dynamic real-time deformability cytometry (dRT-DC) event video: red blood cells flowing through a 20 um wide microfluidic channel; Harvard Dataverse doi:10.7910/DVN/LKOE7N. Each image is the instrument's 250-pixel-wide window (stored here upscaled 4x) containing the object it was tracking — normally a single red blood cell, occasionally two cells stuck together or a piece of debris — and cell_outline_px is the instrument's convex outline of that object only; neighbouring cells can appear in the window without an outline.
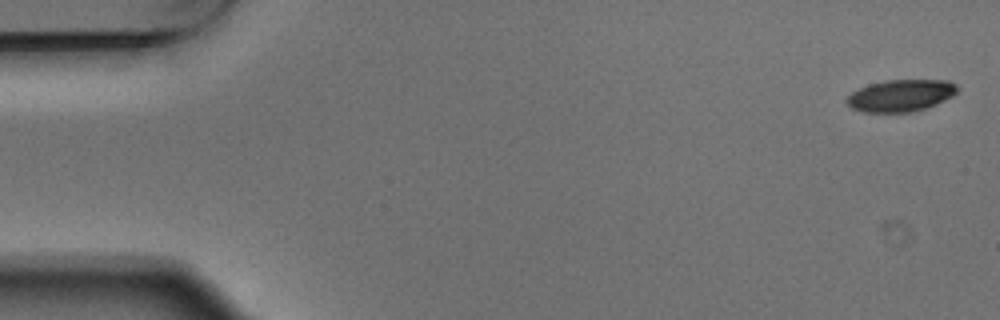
{"species": "Egyptian fruit bat (a non-hibernating species)", "species_latin": "Rousettus aegyptiacus", "temperature_condition": "warm", "stored_images_in_passage": 4, "camera_frame_rate_fps": 3000, "um_per_image_px": 0.085, "animal": {"sex": "male"}, "frame": {"image": 1, "passage_image": 1, "time_ms": 0.0, "image_size_px": [1000, 320], "cell_outline_px": [[956, 92], [952, 96], [936, 104], [912, 112], [864, 112], [852, 108], [844, 100], [852, 92], [868, 84], [888, 80], [948, 80], [956, 84]], "centroid_in_image_um": [76.54, 8.12], "position_along_channel_um": 8.5, "area_um2": 20.4}}
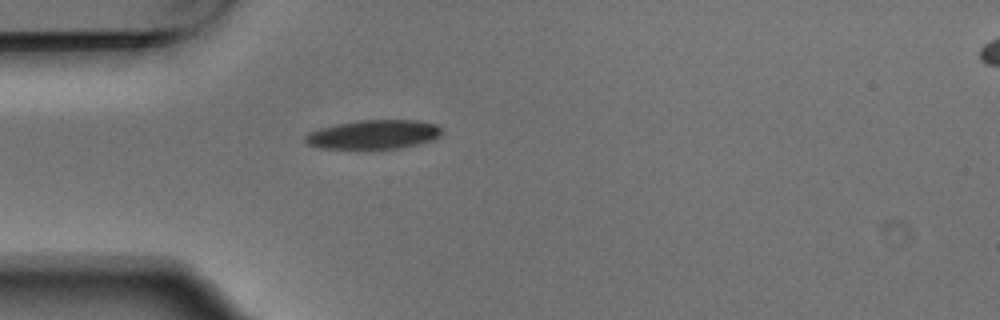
{"frame": {"image": 2, "passage_image": 4, "time_ms": 1.0, "image_size_px": [1000, 320], "cell_outline_px": [[444, 132], [436, 140], [420, 144], [400, 148], [372, 152], [356, 152], [320, 148], [308, 144], [304, 140], [304, 136], [308, 132], [316, 128], [336, 124], [360, 120], [416, 120], [436, 124]], "centroid_in_image_um": [31.72, 11.5], "position_along_channel_um": 53.3, "area_um2": 24.74}}